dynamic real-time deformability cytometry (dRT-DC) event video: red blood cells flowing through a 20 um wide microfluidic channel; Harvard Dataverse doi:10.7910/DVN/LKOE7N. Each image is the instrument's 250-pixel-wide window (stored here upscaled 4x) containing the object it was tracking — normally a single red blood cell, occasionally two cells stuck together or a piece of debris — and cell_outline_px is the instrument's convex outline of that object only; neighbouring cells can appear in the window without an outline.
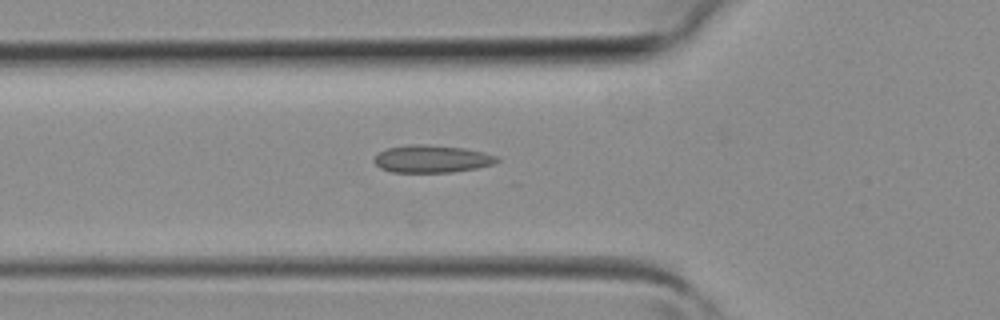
{"species": "common noctule bat (a hibernating species)", "species_latin": "Nyctalus noctula", "temperature_condition": "room temperature", "stored_images_in_passage": 5, "camera_frame_rate_fps": 3000, "um_per_image_px": 0.085, "animal": {"sex": "female", "body_mass_g": 19.3, "forearm_length_mm": 54.1}, "frame": {"image": 1, "passage_image": 5, "time_ms": 1.333, "image_size_px": [1000, 320], "cell_outline_px": [[500, 160], [492, 164], [476, 168], [452, 172], [392, 172], [380, 168], [372, 160], [380, 152], [388, 148], [412, 144], [424, 144], [464, 148], [484, 152], [496, 156]], "centroid_in_image_um": [36.7, 13.5], "position_along_channel_um": 89.1, "area_um2": 19.54}}